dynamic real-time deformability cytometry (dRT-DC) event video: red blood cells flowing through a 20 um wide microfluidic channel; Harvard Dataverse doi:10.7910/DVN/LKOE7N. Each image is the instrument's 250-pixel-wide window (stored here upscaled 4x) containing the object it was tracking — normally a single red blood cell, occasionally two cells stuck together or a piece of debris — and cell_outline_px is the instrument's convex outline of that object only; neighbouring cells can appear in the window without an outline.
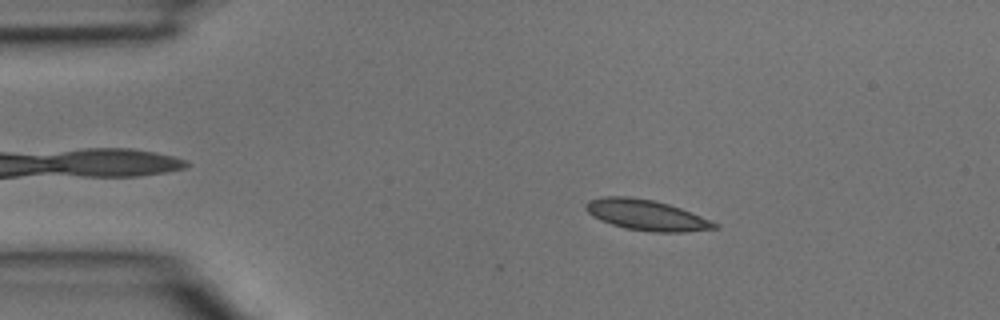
{"species": "common noctule bat (a hibernating species)", "species_latin": "Nyctalus noctula", "temperature_condition": "room temperature", "stored_images_in_passage": 3, "camera_frame_rate_fps": 3000, "um_per_image_px": 0.085, "animal": {"sex": "male", "body_mass_g": 15.6}, "frame": {"image": 1, "passage_image": 2, "time_ms": 0.333, "image_size_px": [1000, 320], "cell_outline_px": [[720, 228], [684, 232], [652, 232], [624, 228], [600, 220], [592, 216], [584, 208], [584, 204], [588, 200], [604, 196], [628, 196], [652, 200], [668, 204], [680, 208], [720, 224]], "centroid_in_image_um": [54.92, 18.28], "position_along_channel_um": 30.1, "area_um2": 23.0}}